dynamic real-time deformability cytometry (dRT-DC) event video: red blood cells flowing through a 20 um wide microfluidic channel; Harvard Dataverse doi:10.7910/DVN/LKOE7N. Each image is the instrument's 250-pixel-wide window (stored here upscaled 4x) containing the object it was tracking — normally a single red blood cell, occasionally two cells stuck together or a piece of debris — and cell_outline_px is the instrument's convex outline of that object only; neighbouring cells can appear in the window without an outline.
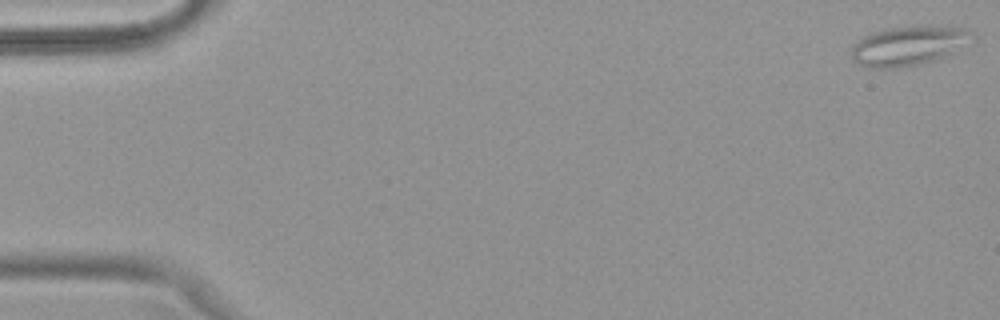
{"species": "common noctule bat (a hibernating species)", "species_latin": "Nyctalus noctula", "temperature_condition": "warm", "stored_images_in_passage": 51, "camera_frame_rate_fps": 3000, "um_per_image_px": 0.085, "animal": {"sex": "female", "body_mass_g": 18.4}, "frame": {"image": 1, "passage_image": 1, "time_ms": 0.0, "image_size_px": [1000, 320], "cell_outline_px": [[968, 32], [952, 52], [944, 56], [920, 64], [896, 68], [868, 68], [852, 60], [852, 48], [864, 36], [872, 32], [884, 28], [924, 24], [956, 24], [968, 28]], "centroid_in_image_um": [77.13, 3.84], "position_along_channel_um": 7.9, "area_um2": 27.46}}
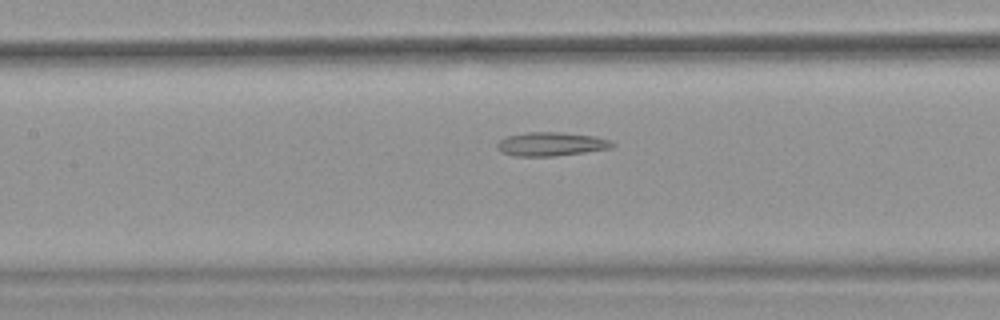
{"frame": {"image": 2, "passage_image": 24, "time_ms": 7.667, "image_size_px": [1000, 320], "cell_outline_px": [[616, 144], [612, 148], [556, 156], [516, 156], [500, 152], [496, 148], [496, 144], [500, 140], [508, 136], [528, 132], [564, 132], [596, 136], [608, 140]], "centroid_in_image_um": [46.84, 12.24], "position_along_channel_um": 160.6, "area_um2": 16.01}}
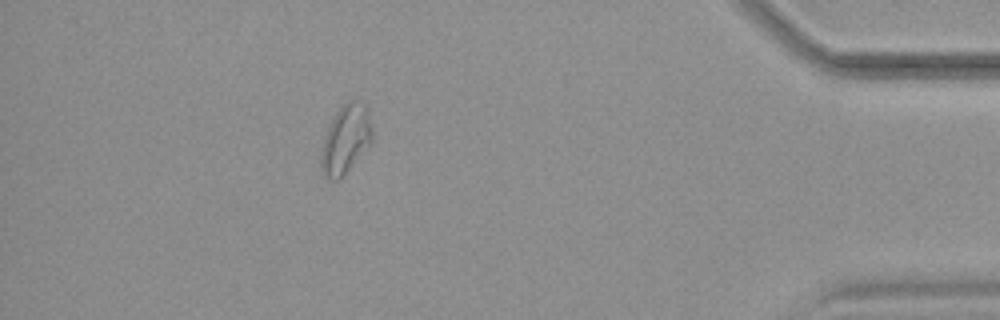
{"frame": {"image": 3, "passage_image": 46, "time_ms": 15.0, "image_size_px": [1000, 320], "cell_outline_px": [[372, 144], [340, 180], [328, 180], [320, 172], [320, 156], [324, 136], [332, 116], [348, 100], [356, 100], [364, 104], [368, 108], [372, 128]], "centroid_in_image_um": [29.38, 11.88], "position_along_channel_um": 405.8, "area_um2": 21.1}, "authors_computed_cell_mechanics": {"area_um2": 19.7098, "velocity_mm_per_s": 3.983, "shape_relaxation_time_tau1_ms": null, "shape_relaxation_time_tau2_ms": 5.96, "deformation_change_tau1": null, "deformation_change_tau2": 0.1596}}